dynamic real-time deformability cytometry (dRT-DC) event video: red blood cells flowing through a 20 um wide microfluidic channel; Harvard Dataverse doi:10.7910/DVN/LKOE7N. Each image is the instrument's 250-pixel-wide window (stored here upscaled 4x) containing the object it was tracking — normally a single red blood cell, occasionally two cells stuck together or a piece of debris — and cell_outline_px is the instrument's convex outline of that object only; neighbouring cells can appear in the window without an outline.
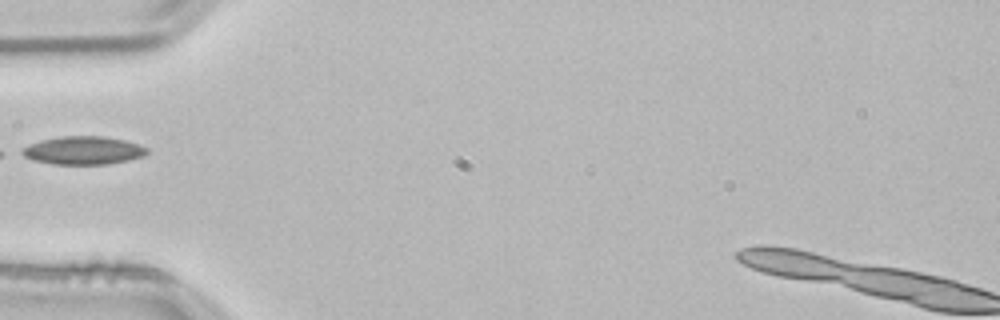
{"species": "common noctule bat (a hibernating species)", "species_latin": "Nyctalus noctula", "temperature_condition": "room temperature", "stored_images_in_passage": 21, "camera_frame_rate_fps": 3000, "um_per_image_px": 0.085, "animal": {"sex": "male", "body_mass_g": 21.5, "forearm_length_mm": 52.0}, "frame": {"image": 1, "passage_image": 1, "time_ms": 0.0, "image_size_px": [1000, 320], "cell_outline_px": [[148, 152], [144, 156], [128, 160], [108, 164], [52, 164], [32, 160], [16, 152], [20, 148], [28, 144], [40, 140], [60, 136], [104, 136], [124, 140], [148, 148]], "centroid_in_image_um": [7.0, 12.78], "position_along_channel_um": 78.0, "area_um2": 20.75}}
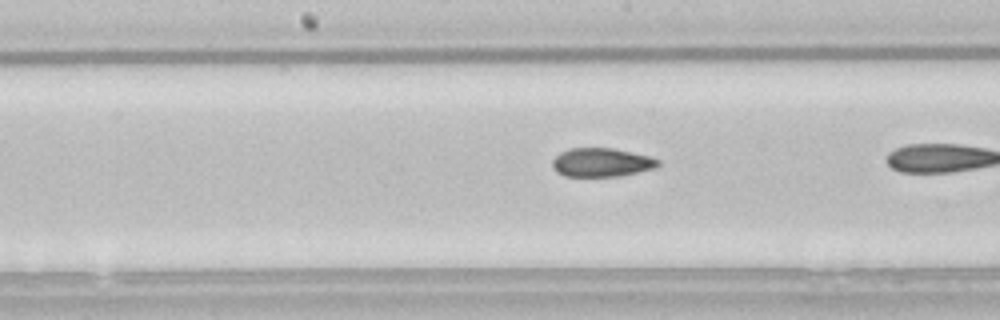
{"frame": {"image": 2, "passage_image": 7, "time_ms": 2.0, "image_size_px": [1000, 320], "cell_outline_px": [[660, 164], [656, 168], [616, 176], [564, 176], [556, 172], [552, 168], [552, 160], [560, 152], [572, 148], [612, 148], [648, 156], [660, 160]], "centroid_in_image_um": [51.1, 13.8], "position_along_channel_um": 197.1, "area_um2": 17.57}}